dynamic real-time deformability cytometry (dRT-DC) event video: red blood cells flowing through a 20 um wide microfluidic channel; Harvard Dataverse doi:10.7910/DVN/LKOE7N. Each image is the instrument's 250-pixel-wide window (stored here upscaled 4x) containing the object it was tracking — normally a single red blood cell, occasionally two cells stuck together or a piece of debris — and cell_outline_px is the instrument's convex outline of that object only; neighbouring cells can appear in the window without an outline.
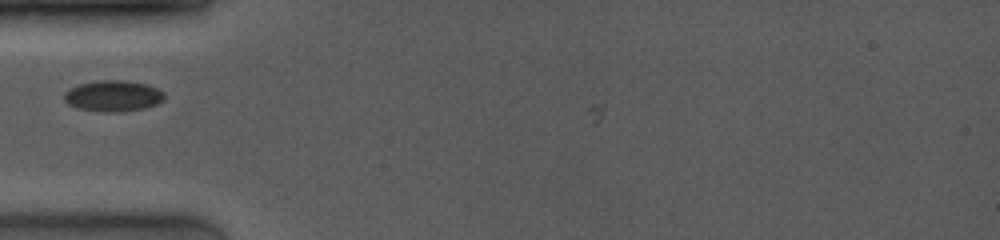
{"species": "common noctule bat (a hibernating species)", "species_latin": "Nyctalus noctula", "temperature_condition": "room temperature", "stored_images_in_passage": 5, "camera_frame_rate_fps": 4000, "um_per_image_px": 0.085, "animal": {"sex": "female", "body_mass_g": 19.0, "forearm_length_mm": 53.3}, "frame": {"image": 1, "passage_image": 2, "time_ms": 0.25, "image_size_px": [1000, 240], "cell_outline_px": [[164, 100], [156, 104], [144, 108], [116, 112], [100, 112], [80, 108], [68, 104], [64, 100], [64, 92], [68, 88], [80, 84], [96, 80], [124, 80], [148, 84], [164, 92]], "centroid_in_image_um": [9.6, 8.14], "position_along_channel_um": 75.4, "area_um2": 18.21}}